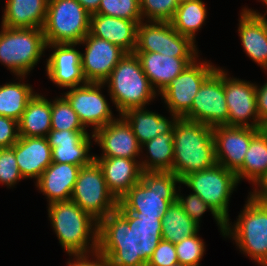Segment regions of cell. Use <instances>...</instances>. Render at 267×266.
Segmentation results:
<instances>
[{
  "instance_id": "cell-1",
  "label": "cell",
  "mask_w": 267,
  "mask_h": 266,
  "mask_svg": "<svg viewBox=\"0 0 267 266\" xmlns=\"http://www.w3.org/2000/svg\"><path fill=\"white\" fill-rule=\"evenodd\" d=\"M162 240V217L109 213L98 223V251L110 266H146Z\"/></svg>"
},
{
  "instance_id": "cell-2",
  "label": "cell",
  "mask_w": 267,
  "mask_h": 266,
  "mask_svg": "<svg viewBox=\"0 0 267 266\" xmlns=\"http://www.w3.org/2000/svg\"><path fill=\"white\" fill-rule=\"evenodd\" d=\"M216 164L212 127L179 118L174 125L172 172L182 180L190 173Z\"/></svg>"
},
{
  "instance_id": "cell-3",
  "label": "cell",
  "mask_w": 267,
  "mask_h": 266,
  "mask_svg": "<svg viewBox=\"0 0 267 266\" xmlns=\"http://www.w3.org/2000/svg\"><path fill=\"white\" fill-rule=\"evenodd\" d=\"M177 183L173 172L142 171L141 180L118 200L117 211H128L134 217H163L176 201Z\"/></svg>"
},
{
  "instance_id": "cell-4",
  "label": "cell",
  "mask_w": 267,
  "mask_h": 266,
  "mask_svg": "<svg viewBox=\"0 0 267 266\" xmlns=\"http://www.w3.org/2000/svg\"><path fill=\"white\" fill-rule=\"evenodd\" d=\"M47 208L54 232L66 253L90 254L98 250V222L76 203L54 202Z\"/></svg>"
},
{
  "instance_id": "cell-5",
  "label": "cell",
  "mask_w": 267,
  "mask_h": 266,
  "mask_svg": "<svg viewBox=\"0 0 267 266\" xmlns=\"http://www.w3.org/2000/svg\"><path fill=\"white\" fill-rule=\"evenodd\" d=\"M119 115L129 108L146 107L157 92L143 72L135 53H126L104 82Z\"/></svg>"
},
{
  "instance_id": "cell-6",
  "label": "cell",
  "mask_w": 267,
  "mask_h": 266,
  "mask_svg": "<svg viewBox=\"0 0 267 266\" xmlns=\"http://www.w3.org/2000/svg\"><path fill=\"white\" fill-rule=\"evenodd\" d=\"M236 223L226 222L224 237L232 238L241 253L259 266L267 264V205L251 192ZM231 225V226H230Z\"/></svg>"
},
{
  "instance_id": "cell-7",
  "label": "cell",
  "mask_w": 267,
  "mask_h": 266,
  "mask_svg": "<svg viewBox=\"0 0 267 266\" xmlns=\"http://www.w3.org/2000/svg\"><path fill=\"white\" fill-rule=\"evenodd\" d=\"M46 49L42 29L9 28L1 25L0 62L17 79L24 80L27 77Z\"/></svg>"
},
{
  "instance_id": "cell-8",
  "label": "cell",
  "mask_w": 267,
  "mask_h": 266,
  "mask_svg": "<svg viewBox=\"0 0 267 266\" xmlns=\"http://www.w3.org/2000/svg\"><path fill=\"white\" fill-rule=\"evenodd\" d=\"M90 15L76 0H49L42 27L46 44H79L90 32Z\"/></svg>"
},
{
  "instance_id": "cell-9",
  "label": "cell",
  "mask_w": 267,
  "mask_h": 266,
  "mask_svg": "<svg viewBox=\"0 0 267 266\" xmlns=\"http://www.w3.org/2000/svg\"><path fill=\"white\" fill-rule=\"evenodd\" d=\"M236 173L215 164L209 169L188 174L181 180L225 221H229V200L238 185Z\"/></svg>"
},
{
  "instance_id": "cell-10",
  "label": "cell",
  "mask_w": 267,
  "mask_h": 266,
  "mask_svg": "<svg viewBox=\"0 0 267 266\" xmlns=\"http://www.w3.org/2000/svg\"><path fill=\"white\" fill-rule=\"evenodd\" d=\"M70 200L98 223L118 207V200L109 191L95 160L80 169Z\"/></svg>"
},
{
  "instance_id": "cell-11",
  "label": "cell",
  "mask_w": 267,
  "mask_h": 266,
  "mask_svg": "<svg viewBox=\"0 0 267 266\" xmlns=\"http://www.w3.org/2000/svg\"><path fill=\"white\" fill-rule=\"evenodd\" d=\"M134 52H154L177 58H197V45L168 21H141Z\"/></svg>"
},
{
  "instance_id": "cell-12",
  "label": "cell",
  "mask_w": 267,
  "mask_h": 266,
  "mask_svg": "<svg viewBox=\"0 0 267 266\" xmlns=\"http://www.w3.org/2000/svg\"><path fill=\"white\" fill-rule=\"evenodd\" d=\"M183 119L210 127L228 125V106L224 94V70L218 67L202 84L191 109Z\"/></svg>"
},
{
  "instance_id": "cell-13",
  "label": "cell",
  "mask_w": 267,
  "mask_h": 266,
  "mask_svg": "<svg viewBox=\"0 0 267 266\" xmlns=\"http://www.w3.org/2000/svg\"><path fill=\"white\" fill-rule=\"evenodd\" d=\"M217 69L195 59L160 93L168 111L182 118L190 109L203 82Z\"/></svg>"
},
{
  "instance_id": "cell-14",
  "label": "cell",
  "mask_w": 267,
  "mask_h": 266,
  "mask_svg": "<svg viewBox=\"0 0 267 266\" xmlns=\"http://www.w3.org/2000/svg\"><path fill=\"white\" fill-rule=\"evenodd\" d=\"M104 83H92L75 86L62 94L77 113L83 126L96 130L115 120L105 96L101 92Z\"/></svg>"
},
{
  "instance_id": "cell-15",
  "label": "cell",
  "mask_w": 267,
  "mask_h": 266,
  "mask_svg": "<svg viewBox=\"0 0 267 266\" xmlns=\"http://www.w3.org/2000/svg\"><path fill=\"white\" fill-rule=\"evenodd\" d=\"M227 73L224 70V94L228 106V126L264 129L265 124L258 116L257 84L233 76L231 78Z\"/></svg>"
},
{
  "instance_id": "cell-16",
  "label": "cell",
  "mask_w": 267,
  "mask_h": 266,
  "mask_svg": "<svg viewBox=\"0 0 267 266\" xmlns=\"http://www.w3.org/2000/svg\"><path fill=\"white\" fill-rule=\"evenodd\" d=\"M85 44L81 52V66L87 82L104 83L112 70L127 53L120 46L89 32L78 45Z\"/></svg>"
},
{
  "instance_id": "cell-17",
  "label": "cell",
  "mask_w": 267,
  "mask_h": 266,
  "mask_svg": "<svg viewBox=\"0 0 267 266\" xmlns=\"http://www.w3.org/2000/svg\"><path fill=\"white\" fill-rule=\"evenodd\" d=\"M260 130L244 126L213 127L216 163L236 173L243 166L251 139Z\"/></svg>"
},
{
  "instance_id": "cell-18",
  "label": "cell",
  "mask_w": 267,
  "mask_h": 266,
  "mask_svg": "<svg viewBox=\"0 0 267 266\" xmlns=\"http://www.w3.org/2000/svg\"><path fill=\"white\" fill-rule=\"evenodd\" d=\"M77 45L46 44V48L54 50L46 59V74L61 88L70 89L87 83L81 66V52L75 48Z\"/></svg>"
},
{
  "instance_id": "cell-19",
  "label": "cell",
  "mask_w": 267,
  "mask_h": 266,
  "mask_svg": "<svg viewBox=\"0 0 267 266\" xmlns=\"http://www.w3.org/2000/svg\"><path fill=\"white\" fill-rule=\"evenodd\" d=\"M46 138L52 149V162L68 163L82 168L94 160V155L90 154L91 139L94 136L87 130L51 129Z\"/></svg>"
},
{
  "instance_id": "cell-20",
  "label": "cell",
  "mask_w": 267,
  "mask_h": 266,
  "mask_svg": "<svg viewBox=\"0 0 267 266\" xmlns=\"http://www.w3.org/2000/svg\"><path fill=\"white\" fill-rule=\"evenodd\" d=\"M94 142L103 150L100 157L135 159L140 156L141 145L128 122L119 115L115 120L92 133Z\"/></svg>"
},
{
  "instance_id": "cell-21",
  "label": "cell",
  "mask_w": 267,
  "mask_h": 266,
  "mask_svg": "<svg viewBox=\"0 0 267 266\" xmlns=\"http://www.w3.org/2000/svg\"><path fill=\"white\" fill-rule=\"evenodd\" d=\"M238 34L247 56L263 70H267V19L266 13L243 8L240 13Z\"/></svg>"
},
{
  "instance_id": "cell-22",
  "label": "cell",
  "mask_w": 267,
  "mask_h": 266,
  "mask_svg": "<svg viewBox=\"0 0 267 266\" xmlns=\"http://www.w3.org/2000/svg\"><path fill=\"white\" fill-rule=\"evenodd\" d=\"M94 160L101 167L107 187L117 200L141 180L140 160L98 155H94Z\"/></svg>"
},
{
  "instance_id": "cell-23",
  "label": "cell",
  "mask_w": 267,
  "mask_h": 266,
  "mask_svg": "<svg viewBox=\"0 0 267 266\" xmlns=\"http://www.w3.org/2000/svg\"><path fill=\"white\" fill-rule=\"evenodd\" d=\"M14 152L24 179L34 178L37 181L52 163V149L46 137L19 136Z\"/></svg>"
},
{
  "instance_id": "cell-24",
  "label": "cell",
  "mask_w": 267,
  "mask_h": 266,
  "mask_svg": "<svg viewBox=\"0 0 267 266\" xmlns=\"http://www.w3.org/2000/svg\"><path fill=\"white\" fill-rule=\"evenodd\" d=\"M153 89L160 94L197 58H177L154 52H134Z\"/></svg>"
},
{
  "instance_id": "cell-25",
  "label": "cell",
  "mask_w": 267,
  "mask_h": 266,
  "mask_svg": "<svg viewBox=\"0 0 267 266\" xmlns=\"http://www.w3.org/2000/svg\"><path fill=\"white\" fill-rule=\"evenodd\" d=\"M80 169L77 165L52 162L43 171L35 186L46 196L48 205L71 199Z\"/></svg>"
},
{
  "instance_id": "cell-26",
  "label": "cell",
  "mask_w": 267,
  "mask_h": 266,
  "mask_svg": "<svg viewBox=\"0 0 267 266\" xmlns=\"http://www.w3.org/2000/svg\"><path fill=\"white\" fill-rule=\"evenodd\" d=\"M140 22L93 13L90 15V32L120 46L127 53H134Z\"/></svg>"
},
{
  "instance_id": "cell-27",
  "label": "cell",
  "mask_w": 267,
  "mask_h": 266,
  "mask_svg": "<svg viewBox=\"0 0 267 266\" xmlns=\"http://www.w3.org/2000/svg\"><path fill=\"white\" fill-rule=\"evenodd\" d=\"M171 120L146 107L129 108L121 114L128 122L140 145L150 141L154 137L173 130L179 117L170 113Z\"/></svg>"
},
{
  "instance_id": "cell-28",
  "label": "cell",
  "mask_w": 267,
  "mask_h": 266,
  "mask_svg": "<svg viewBox=\"0 0 267 266\" xmlns=\"http://www.w3.org/2000/svg\"><path fill=\"white\" fill-rule=\"evenodd\" d=\"M49 0H6L1 25L9 28L42 29Z\"/></svg>"
},
{
  "instance_id": "cell-29",
  "label": "cell",
  "mask_w": 267,
  "mask_h": 266,
  "mask_svg": "<svg viewBox=\"0 0 267 266\" xmlns=\"http://www.w3.org/2000/svg\"><path fill=\"white\" fill-rule=\"evenodd\" d=\"M18 125L21 137H46L51 130V101L36 92Z\"/></svg>"
},
{
  "instance_id": "cell-30",
  "label": "cell",
  "mask_w": 267,
  "mask_h": 266,
  "mask_svg": "<svg viewBox=\"0 0 267 266\" xmlns=\"http://www.w3.org/2000/svg\"><path fill=\"white\" fill-rule=\"evenodd\" d=\"M243 179L258 186L267 177V132L261 129L252 139L244 157L243 166L236 172Z\"/></svg>"
},
{
  "instance_id": "cell-31",
  "label": "cell",
  "mask_w": 267,
  "mask_h": 266,
  "mask_svg": "<svg viewBox=\"0 0 267 266\" xmlns=\"http://www.w3.org/2000/svg\"><path fill=\"white\" fill-rule=\"evenodd\" d=\"M146 147L145 160L140 161L142 171L172 172L174 160V128L172 131L160 134L141 145Z\"/></svg>"
},
{
  "instance_id": "cell-32",
  "label": "cell",
  "mask_w": 267,
  "mask_h": 266,
  "mask_svg": "<svg viewBox=\"0 0 267 266\" xmlns=\"http://www.w3.org/2000/svg\"><path fill=\"white\" fill-rule=\"evenodd\" d=\"M9 82L0 85V116L19 122L28 102L36 94L28 83Z\"/></svg>"
},
{
  "instance_id": "cell-33",
  "label": "cell",
  "mask_w": 267,
  "mask_h": 266,
  "mask_svg": "<svg viewBox=\"0 0 267 266\" xmlns=\"http://www.w3.org/2000/svg\"><path fill=\"white\" fill-rule=\"evenodd\" d=\"M206 18L207 9L204 2L194 0L179 4L169 22L179 34L190 38L195 43L196 32L202 28Z\"/></svg>"
},
{
  "instance_id": "cell-34",
  "label": "cell",
  "mask_w": 267,
  "mask_h": 266,
  "mask_svg": "<svg viewBox=\"0 0 267 266\" xmlns=\"http://www.w3.org/2000/svg\"><path fill=\"white\" fill-rule=\"evenodd\" d=\"M198 226L182 209L177 200L162 217V239L172 244L199 232Z\"/></svg>"
},
{
  "instance_id": "cell-35",
  "label": "cell",
  "mask_w": 267,
  "mask_h": 266,
  "mask_svg": "<svg viewBox=\"0 0 267 266\" xmlns=\"http://www.w3.org/2000/svg\"><path fill=\"white\" fill-rule=\"evenodd\" d=\"M51 129L87 130L63 95L51 101Z\"/></svg>"
},
{
  "instance_id": "cell-36",
  "label": "cell",
  "mask_w": 267,
  "mask_h": 266,
  "mask_svg": "<svg viewBox=\"0 0 267 266\" xmlns=\"http://www.w3.org/2000/svg\"><path fill=\"white\" fill-rule=\"evenodd\" d=\"M177 191V202L182 206L184 212L199 226L202 215L210 210L216 224L219 226L220 233L224 236L226 231V222L212 209L208 204H206L197 194L191 192L190 195L184 197Z\"/></svg>"
},
{
  "instance_id": "cell-37",
  "label": "cell",
  "mask_w": 267,
  "mask_h": 266,
  "mask_svg": "<svg viewBox=\"0 0 267 266\" xmlns=\"http://www.w3.org/2000/svg\"><path fill=\"white\" fill-rule=\"evenodd\" d=\"M96 13L132 21H143L140 0H101Z\"/></svg>"
},
{
  "instance_id": "cell-38",
  "label": "cell",
  "mask_w": 267,
  "mask_h": 266,
  "mask_svg": "<svg viewBox=\"0 0 267 266\" xmlns=\"http://www.w3.org/2000/svg\"><path fill=\"white\" fill-rule=\"evenodd\" d=\"M178 263L187 266H200L205 253V242L199 237L198 232L174 244Z\"/></svg>"
},
{
  "instance_id": "cell-39",
  "label": "cell",
  "mask_w": 267,
  "mask_h": 266,
  "mask_svg": "<svg viewBox=\"0 0 267 266\" xmlns=\"http://www.w3.org/2000/svg\"><path fill=\"white\" fill-rule=\"evenodd\" d=\"M178 7L176 0H140L142 19L145 21H170Z\"/></svg>"
},
{
  "instance_id": "cell-40",
  "label": "cell",
  "mask_w": 267,
  "mask_h": 266,
  "mask_svg": "<svg viewBox=\"0 0 267 266\" xmlns=\"http://www.w3.org/2000/svg\"><path fill=\"white\" fill-rule=\"evenodd\" d=\"M21 179H24L18 168L14 145L0 148V183L11 188Z\"/></svg>"
},
{
  "instance_id": "cell-41",
  "label": "cell",
  "mask_w": 267,
  "mask_h": 266,
  "mask_svg": "<svg viewBox=\"0 0 267 266\" xmlns=\"http://www.w3.org/2000/svg\"><path fill=\"white\" fill-rule=\"evenodd\" d=\"M178 264L174 244L161 240L146 266H173Z\"/></svg>"
},
{
  "instance_id": "cell-42",
  "label": "cell",
  "mask_w": 267,
  "mask_h": 266,
  "mask_svg": "<svg viewBox=\"0 0 267 266\" xmlns=\"http://www.w3.org/2000/svg\"><path fill=\"white\" fill-rule=\"evenodd\" d=\"M19 138L18 121L0 116V148L12 147Z\"/></svg>"
},
{
  "instance_id": "cell-43",
  "label": "cell",
  "mask_w": 267,
  "mask_h": 266,
  "mask_svg": "<svg viewBox=\"0 0 267 266\" xmlns=\"http://www.w3.org/2000/svg\"><path fill=\"white\" fill-rule=\"evenodd\" d=\"M67 266H110L108 258L98 250L89 254H69ZM92 256V259L90 258ZM90 258V259H89Z\"/></svg>"
},
{
  "instance_id": "cell-44",
  "label": "cell",
  "mask_w": 267,
  "mask_h": 266,
  "mask_svg": "<svg viewBox=\"0 0 267 266\" xmlns=\"http://www.w3.org/2000/svg\"><path fill=\"white\" fill-rule=\"evenodd\" d=\"M256 100L258 116L265 124L267 122V82H265L262 86L256 85Z\"/></svg>"
},
{
  "instance_id": "cell-45",
  "label": "cell",
  "mask_w": 267,
  "mask_h": 266,
  "mask_svg": "<svg viewBox=\"0 0 267 266\" xmlns=\"http://www.w3.org/2000/svg\"><path fill=\"white\" fill-rule=\"evenodd\" d=\"M259 187V188H258ZM251 192L257 197L263 204L267 205V177Z\"/></svg>"
},
{
  "instance_id": "cell-46",
  "label": "cell",
  "mask_w": 267,
  "mask_h": 266,
  "mask_svg": "<svg viewBox=\"0 0 267 266\" xmlns=\"http://www.w3.org/2000/svg\"><path fill=\"white\" fill-rule=\"evenodd\" d=\"M90 14L96 13L99 9L101 0H76Z\"/></svg>"
},
{
  "instance_id": "cell-47",
  "label": "cell",
  "mask_w": 267,
  "mask_h": 266,
  "mask_svg": "<svg viewBox=\"0 0 267 266\" xmlns=\"http://www.w3.org/2000/svg\"><path fill=\"white\" fill-rule=\"evenodd\" d=\"M178 5L181 3L189 2V1H194V0H176Z\"/></svg>"
},
{
  "instance_id": "cell-48",
  "label": "cell",
  "mask_w": 267,
  "mask_h": 266,
  "mask_svg": "<svg viewBox=\"0 0 267 266\" xmlns=\"http://www.w3.org/2000/svg\"><path fill=\"white\" fill-rule=\"evenodd\" d=\"M260 1L263 2L267 6V0H260Z\"/></svg>"
},
{
  "instance_id": "cell-49",
  "label": "cell",
  "mask_w": 267,
  "mask_h": 266,
  "mask_svg": "<svg viewBox=\"0 0 267 266\" xmlns=\"http://www.w3.org/2000/svg\"><path fill=\"white\" fill-rule=\"evenodd\" d=\"M264 130L267 132V122L264 125Z\"/></svg>"
},
{
  "instance_id": "cell-50",
  "label": "cell",
  "mask_w": 267,
  "mask_h": 266,
  "mask_svg": "<svg viewBox=\"0 0 267 266\" xmlns=\"http://www.w3.org/2000/svg\"><path fill=\"white\" fill-rule=\"evenodd\" d=\"M173 266H187V265H182V264L178 263V264H175Z\"/></svg>"
}]
</instances>
